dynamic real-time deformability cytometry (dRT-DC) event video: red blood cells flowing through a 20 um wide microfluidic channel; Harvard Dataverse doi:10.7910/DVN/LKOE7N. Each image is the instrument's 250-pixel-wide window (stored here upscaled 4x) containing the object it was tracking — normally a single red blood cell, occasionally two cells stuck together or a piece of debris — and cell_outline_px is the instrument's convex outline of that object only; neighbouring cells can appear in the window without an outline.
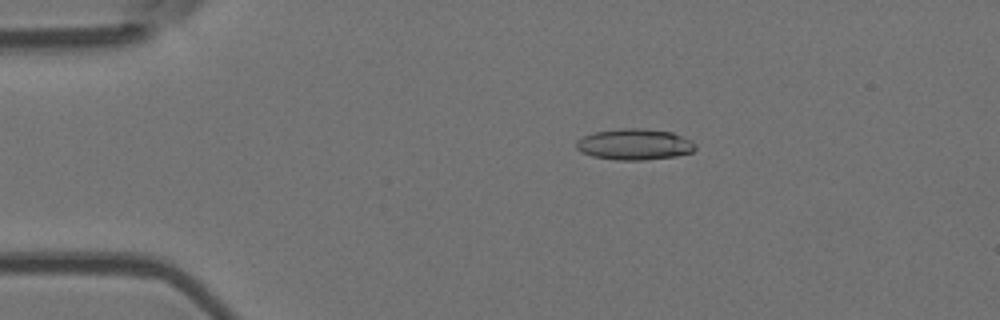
{"species": "Egyptian fruit bat (a non-hibernating species)", "species_latin": "Rousettus aegyptiacus", "temperature_condition": "room temperature", "stored_images_in_passage": 52, "camera_frame_rate_fps": 3000, "um_per_image_px": 0.085, "animal": {"sex": "female"}, "frame": {"image": 1, "passage_image": 9, "time_ms": 2.667, "image_size_px": [1000, 320], "cell_outline_px": [[696, 148], [692, 152], [676, 156], [644, 160], [616, 160], [592, 156], [580, 152], [576, 148], [576, 140], [584, 136], [596, 132], [620, 128], [644, 128], [672, 132], [696, 144]], "centroid_in_image_um": [53.91, 12.27], "position_along_channel_um": 31.1, "area_um2": 21.56}}
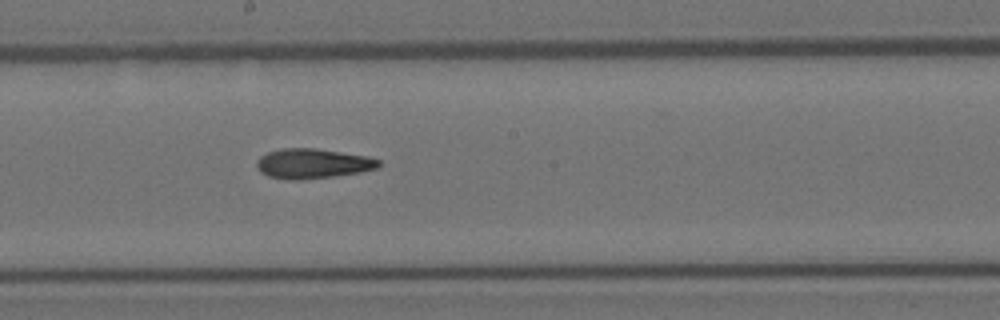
{"frame": {"image": 2, "passage_image": 28, "time_ms": 9.0, "image_size_px": [1000, 320], "cell_outline_px": [[380, 164], [376, 168], [360, 172], [332, 176], [300, 180], [288, 180], [268, 176], [260, 172], [256, 168], [256, 160], [260, 156], [268, 152], [280, 148], [316, 148], [368, 156], [380, 160]], "centroid_in_image_um": [26.53, 13.9], "position_along_channel_um": 221.7, "area_um2": 21.33}}
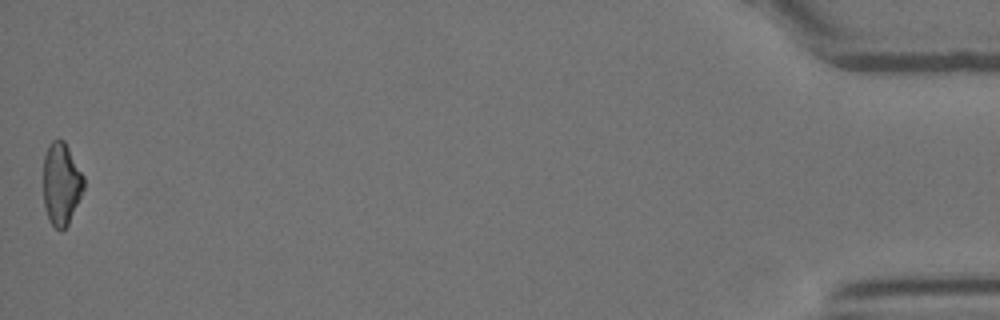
{"frame": {"image": 3, "passage_image": 52, "time_ms": 17.0, "image_size_px": [1000, 320], "cell_outline_px": [[84, 188], [68, 224], [60, 232], [48, 220], [44, 204], [44, 156], [48, 144], [52, 140], [64, 140], [84, 176]], "centroid_in_image_um": [5.2, 15.62], "position_along_channel_um": 430.0, "area_um2": 19.31}, "authors_computed_cell_mechanics": {"area_um2": 21.0392, "velocity_mm_per_s": 3.8126, "shape_relaxation_time_tau1_ms": null, "shape_relaxation_time_tau2_ms": 5.499, "deformation_change_tau1": null, "deformation_change_tau2": 0.1679}}